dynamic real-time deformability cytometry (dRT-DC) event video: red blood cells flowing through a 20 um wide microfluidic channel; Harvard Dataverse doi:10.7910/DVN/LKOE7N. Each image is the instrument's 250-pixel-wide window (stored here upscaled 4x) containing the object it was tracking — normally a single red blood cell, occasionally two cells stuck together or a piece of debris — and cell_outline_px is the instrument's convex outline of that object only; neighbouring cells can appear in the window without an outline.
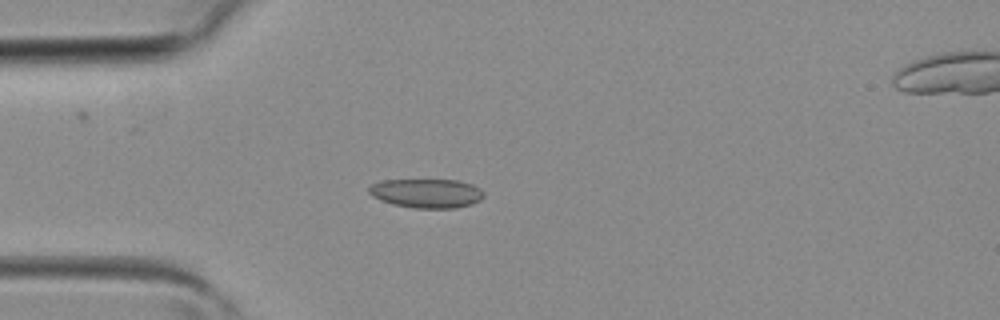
{"species": "common noctule bat (a hibernating species)", "species_latin": "Nyctalus noctula", "temperature_condition": "room temperature", "stored_images_in_passage": 3, "camera_frame_rate_fps": 3000, "um_per_image_px": 0.085, "animal": {"sex": "female", "body_mass_g": 19.3, "forearm_length_mm": 54.1}, "frame": {"image": 1, "passage_image": 2, "time_ms": 0.333, "image_size_px": [1000, 320], "cell_outline_px": [[484, 196], [480, 200], [472, 204], [456, 208], [416, 208], [392, 204], [380, 200], [372, 196], [368, 192], [368, 188], [372, 184], [384, 180], [460, 180], [472, 184], [480, 188], [484, 192]], "centroid_in_image_um": [36.28, 16.43], "position_along_channel_um": 48.7, "area_um2": 19.59}}